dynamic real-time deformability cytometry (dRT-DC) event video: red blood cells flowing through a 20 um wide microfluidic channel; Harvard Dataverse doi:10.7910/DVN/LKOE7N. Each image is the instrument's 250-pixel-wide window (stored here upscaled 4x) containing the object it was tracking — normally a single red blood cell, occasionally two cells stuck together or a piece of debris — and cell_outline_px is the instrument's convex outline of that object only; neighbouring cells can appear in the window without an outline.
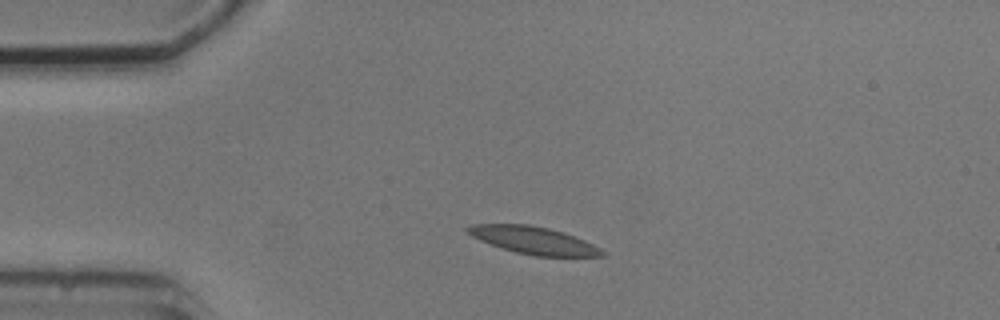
{"species": "common noctule bat (a hibernating species)", "species_latin": "Nyctalus noctula", "temperature_condition": "cold", "stored_images_in_passage": 3, "camera_frame_rate_fps": 3000, "um_per_image_px": 0.085, "animal": {"sex": "male", "body_mass_g": 20.5, "forearm_length_mm": 52.5}, "frame": {"image": 1, "passage_image": 2, "time_ms": 1.333, "image_size_px": [1000, 320], "cell_outline_px": [[604, 256], [536, 256], [516, 252], [480, 240], [472, 236], [464, 228], [472, 224], [528, 224], [548, 228], [564, 232], [584, 240], [600, 248], [604, 252]], "centroid_in_image_um": [45.35, 20.41], "position_along_channel_um": 39.6, "area_um2": 21.15}}